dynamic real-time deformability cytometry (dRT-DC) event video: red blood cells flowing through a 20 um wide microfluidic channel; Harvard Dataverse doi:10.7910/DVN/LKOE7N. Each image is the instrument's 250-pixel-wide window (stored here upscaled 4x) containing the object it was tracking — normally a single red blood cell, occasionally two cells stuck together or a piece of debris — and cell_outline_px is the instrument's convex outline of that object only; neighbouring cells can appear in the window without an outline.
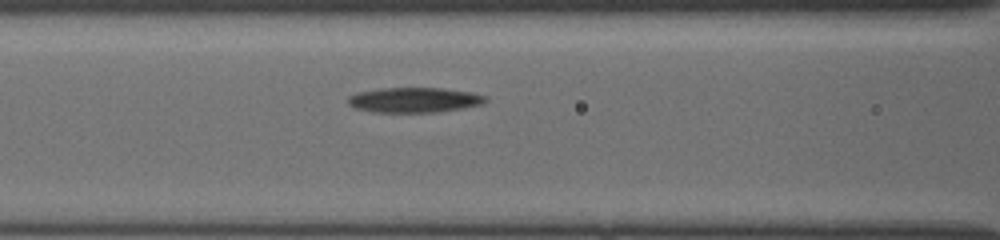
{"species": "common noctule bat (a hibernating species)", "species_latin": "Nyctalus noctula", "temperature_condition": "cold", "stored_images_in_passage": 17, "segment_of_instrument_passage": [1, 2], "camera_frame_rate_fps": 3000, "um_per_image_px": 0.085, "animal": {"sex": "female", "body_mass_g": 19.5, "forearm_length_mm": 54.1}, "frame": {"image": 1, "passage_image": 4, "time_ms": 1.667, "image_size_px": [1000, 240], "cell_outline_px": [[488, 100], [484, 104], [464, 108], [436, 112], [372, 112], [356, 108], [348, 104], [348, 96], [356, 92], [380, 88], [444, 88], [472, 92], [488, 96]], "centroid_in_image_um": [35.25, 8.49], "position_along_channel_um": 131.4, "area_um2": 20.35}}
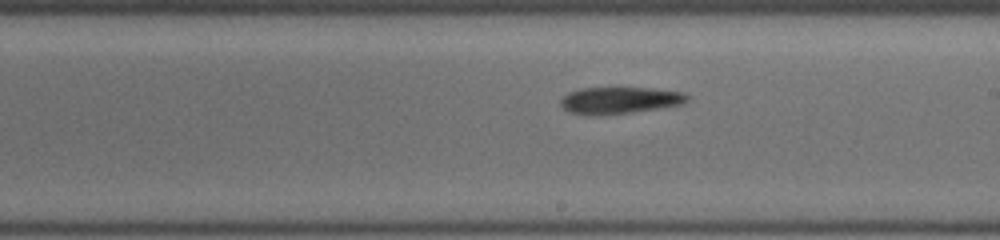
{"frame": {"image": 2, "passage_image": 11, "time_ms": 4.333, "image_size_px": [1000, 240], "cell_outline_px": [[692, 96], [684, 104], [628, 112], [568, 112], [560, 104], [560, 100], [568, 92], [580, 88], [652, 88], [684, 92]], "centroid_in_image_um": [52.77, 8.46], "position_along_channel_um": 236.2, "area_um2": 18.9}}
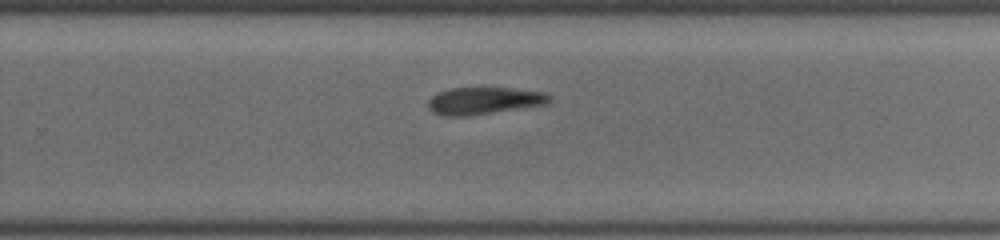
{"frame": {"image": 3, "passage_image": 15, "time_ms": 5.667, "image_size_px": [1000, 240], "cell_outline_px": [[552, 100], [548, 104], [464, 116], [444, 116], [432, 112], [428, 108], [428, 100], [432, 96], [440, 92], [452, 88], [512, 88], [548, 92], [552, 96]], "centroid_in_image_um": [41.19, 8.55], "position_along_channel_um": 288.6, "area_um2": 19.19}}